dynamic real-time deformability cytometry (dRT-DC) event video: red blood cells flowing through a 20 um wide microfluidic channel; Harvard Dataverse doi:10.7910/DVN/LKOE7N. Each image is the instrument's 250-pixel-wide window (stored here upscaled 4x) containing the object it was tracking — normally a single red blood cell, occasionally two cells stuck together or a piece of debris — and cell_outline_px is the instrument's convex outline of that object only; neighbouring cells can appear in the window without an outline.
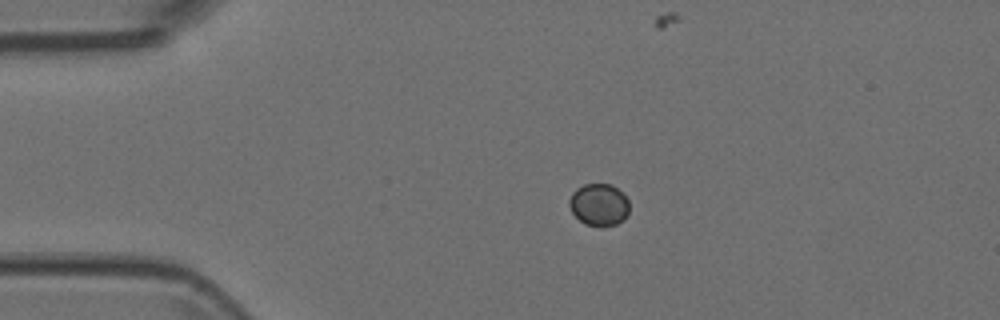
{"species": "Egyptian fruit bat (a non-hibernating species)", "species_latin": "Rousettus aegyptiacus", "temperature_condition": "room temperature", "stored_images_in_passage": 5, "camera_frame_rate_fps": 3000, "um_per_image_px": 0.085, "animal": {"sex": "female"}, "frame": {"image": 1, "passage_image": 3, "time_ms": 0.667, "image_size_px": [1000, 320], "cell_outline_px": [[628, 212], [624, 220], [616, 224], [600, 228], [584, 224], [572, 212], [568, 204], [568, 200], [572, 192], [576, 188], [584, 184], [612, 184], [628, 200]], "centroid_in_image_um": [50.88, 17.42], "position_along_channel_um": 34.1, "area_um2": 14.91}}